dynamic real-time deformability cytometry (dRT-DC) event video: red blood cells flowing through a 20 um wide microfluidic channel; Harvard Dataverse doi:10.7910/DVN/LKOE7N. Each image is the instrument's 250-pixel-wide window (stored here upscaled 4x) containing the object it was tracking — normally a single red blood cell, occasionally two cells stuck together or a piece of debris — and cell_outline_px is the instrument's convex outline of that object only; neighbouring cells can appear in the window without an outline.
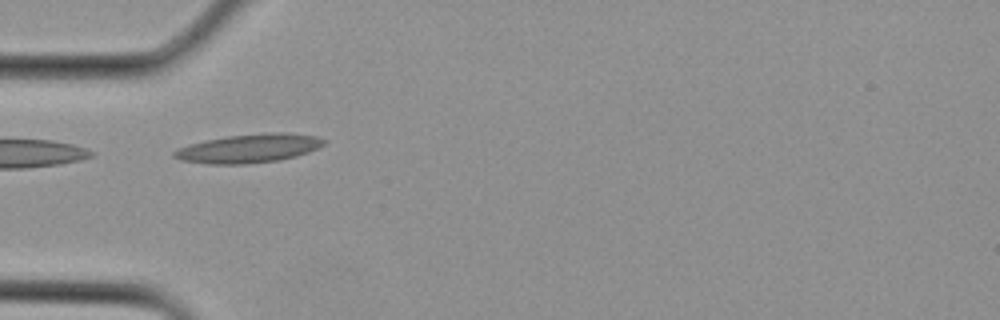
{"species": "Egyptian fruit bat (a non-hibernating species)", "species_latin": "Rousettus aegyptiacus", "temperature_condition": "cold", "stored_images_in_passage": 24, "camera_frame_rate_fps": 3000, "um_per_image_px": 0.085, "animal": {"sex": "female"}, "frame": {"image": 1, "passage_image": 2, "time_ms": 0.333, "image_size_px": [1000, 320], "cell_outline_px": [[328, 140], [324, 144], [308, 152], [296, 156], [276, 160], [244, 164], [208, 164], [180, 160], [172, 156], [172, 152], [188, 144], [228, 136], [268, 132], [284, 132], [316, 136]], "centroid_in_image_um": [21.15, 12.61], "position_along_channel_um": 63.8, "area_um2": 24.91}}
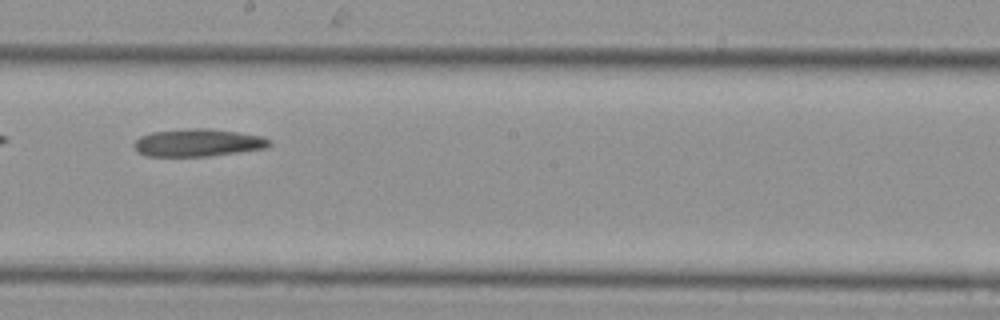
{"frame": {"image": 2, "passage_image": 10, "time_ms": 3.0, "image_size_px": [1000, 320], "cell_outline_px": [[272, 144], [268, 148], [208, 156], [144, 156], [136, 152], [132, 144], [140, 136], [152, 132], [192, 128], [208, 128], [236, 132], [260, 136], [272, 140]], "centroid_in_image_um": [16.8, 12.13], "position_along_channel_um": 231.4, "area_um2": 21.85}}
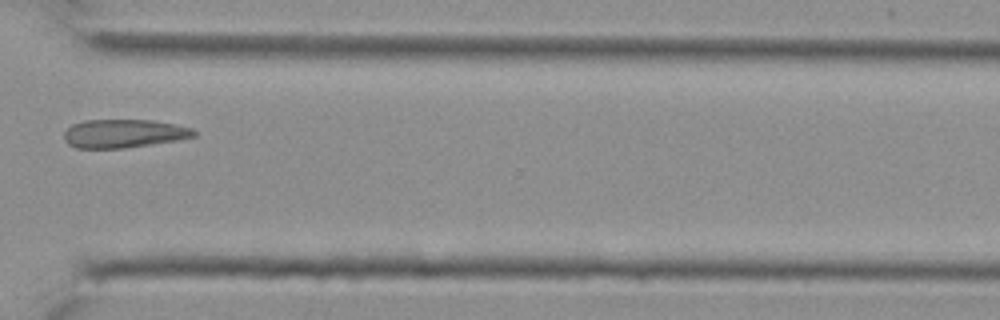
{"frame": {"image": 3, "passage_image": 16, "time_ms": 5.0, "image_size_px": [1000, 320], "cell_outline_px": [[196, 136], [180, 140], [124, 148], [76, 148], [68, 144], [64, 140], [64, 132], [72, 124], [84, 120], [152, 120], [176, 124], [192, 128], [196, 132]], "centroid_in_image_um": [10.53, 11.35], "position_along_channel_um": 360.1, "area_um2": 21.68}}